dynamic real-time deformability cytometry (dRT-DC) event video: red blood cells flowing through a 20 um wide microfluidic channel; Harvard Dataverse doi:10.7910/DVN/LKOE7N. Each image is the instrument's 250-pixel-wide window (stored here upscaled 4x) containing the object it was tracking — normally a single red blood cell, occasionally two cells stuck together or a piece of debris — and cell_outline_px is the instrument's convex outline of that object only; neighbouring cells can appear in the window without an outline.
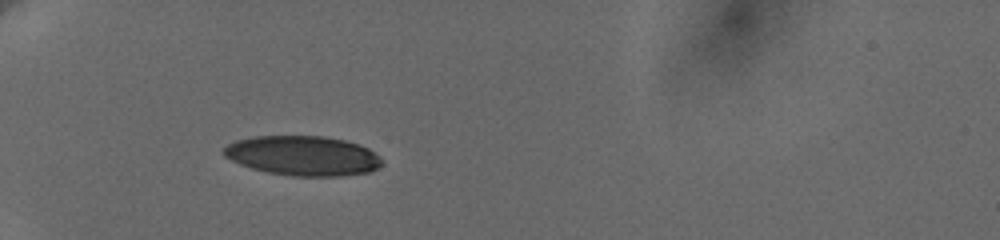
{"species": "human", "species_latin": "Homo sapiens", "temperature_condition": "cold", "stored_images_in_passage": 20, "camera_frame_rate_fps": 3000, "um_per_image_px": 0.085, "donor": {"sex": "female"}, "frame": {"image": 1, "passage_image": 3, "time_ms": 1.0, "image_size_px": [1000, 240], "cell_outline_px": [[380, 164], [376, 168], [368, 172], [340, 176], [292, 176], [268, 172], [252, 168], [240, 164], [224, 156], [224, 148], [228, 144], [236, 140], [256, 136], [324, 136], [344, 140], [360, 144], [368, 148], [380, 156]], "centroid_in_image_um": [25.74, 13.23], "position_along_channel_um": 59.3, "area_um2": 36.41}}
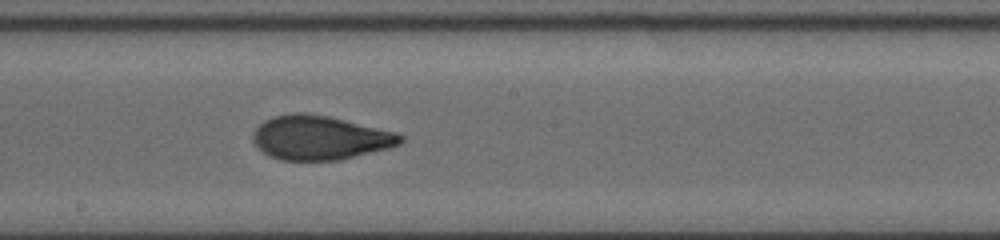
{"frame": {"image": 2, "passage_image": 13, "time_ms": 6.0, "image_size_px": [1000, 240], "cell_outline_px": [[404, 140], [400, 144], [388, 148], [336, 160], [280, 160], [268, 156], [252, 140], [252, 132], [264, 120], [272, 116], [292, 112], [304, 112], [328, 116], [396, 132], [404, 136]], "centroid_in_image_um": [27.16, 11.69], "position_along_channel_um": 221.0, "area_um2": 37.8}}
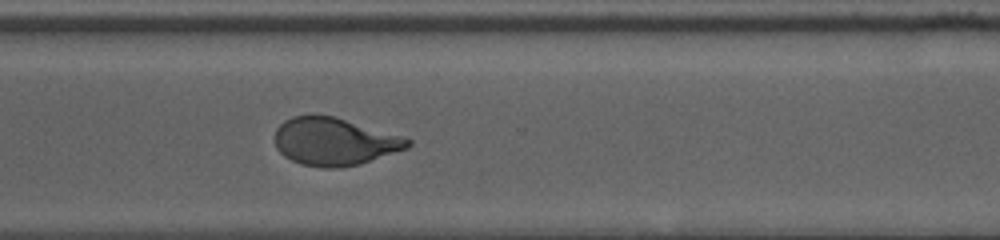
{"frame": {"image": 3, "passage_image": 20, "time_ms": 9.333, "image_size_px": [1000, 240], "cell_outline_px": [[412, 144], [408, 148], [360, 164], [340, 168], [324, 168], [300, 164], [284, 156], [276, 148], [276, 128], [284, 120], [292, 116], [332, 116], [404, 136], [412, 140]], "centroid_in_image_um": [28.44, 12.05], "position_along_channel_um": 342.2, "area_um2": 36.76}}